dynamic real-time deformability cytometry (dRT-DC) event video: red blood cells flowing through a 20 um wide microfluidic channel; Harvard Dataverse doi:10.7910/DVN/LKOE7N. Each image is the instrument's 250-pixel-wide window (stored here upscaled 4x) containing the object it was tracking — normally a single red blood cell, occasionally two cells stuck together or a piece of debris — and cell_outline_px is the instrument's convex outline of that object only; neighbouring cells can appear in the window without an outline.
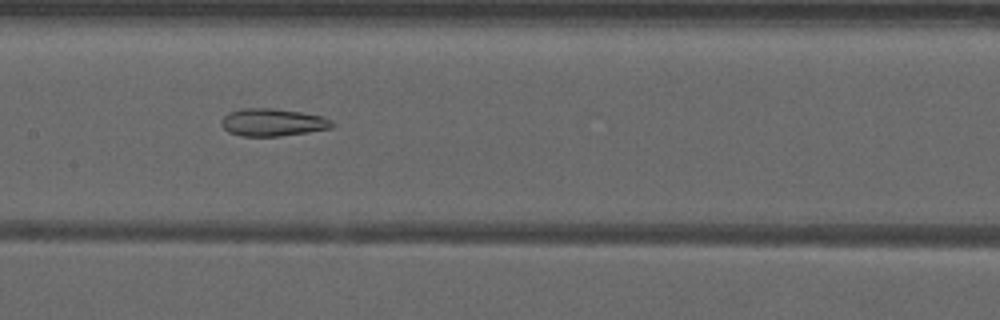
{"species": "common noctule bat (a hibernating species)", "species_latin": "Nyctalus noctula", "temperature_condition": "warm", "stored_images_in_passage": 49, "camera_frame_rate_fps": 3000, "um_per_image_px": 0.085, "animal": {"sex": "male", "forearm_length_mm": 52.5}, "frame": {"image": 1, "passage_image": 27, "time_ms": 8.667, "image_size_px": [1000, 320], "cell_outline_px": [[336, 124], [332, 128], [308, 132], [280, 136], [240, 136], [228, 132], [224, 128], [224, 116], [228, 112], [240, 108], [268, 108], [300, 112], [324, 116], [332, 120]], "centroid_in_image_um": [23.23, 10.4], "position_along_channel_um": 184.2, "area_um2": 17.74}}
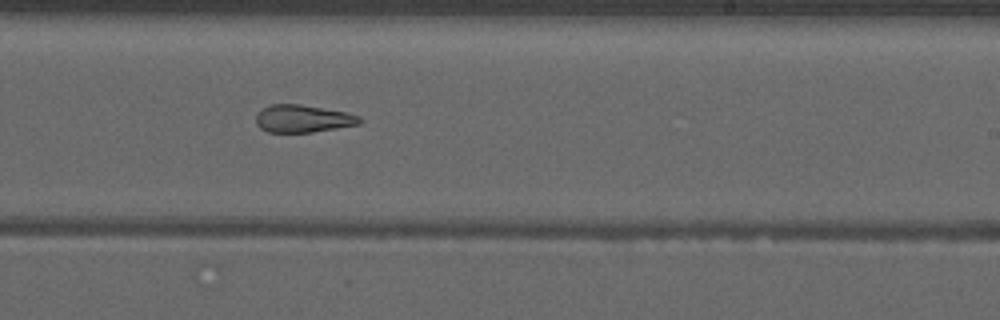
{"frame": {"image": 2, "passage_image": 33, "time_ms": 10.667, "image_size_px": [1000, 320], "cell_outline_px": [[364, 120], [360, 124], [312, 132], [268, 132], [260, 128], [256, 124], [256, 116], [264, 108], [272, 104], [300, 104], [344, 112], [360, 116]], "centroid_in_image_um": [25.76, 10.09], "position_along_channel_um": 263.2, "area_um2": 16.47}}
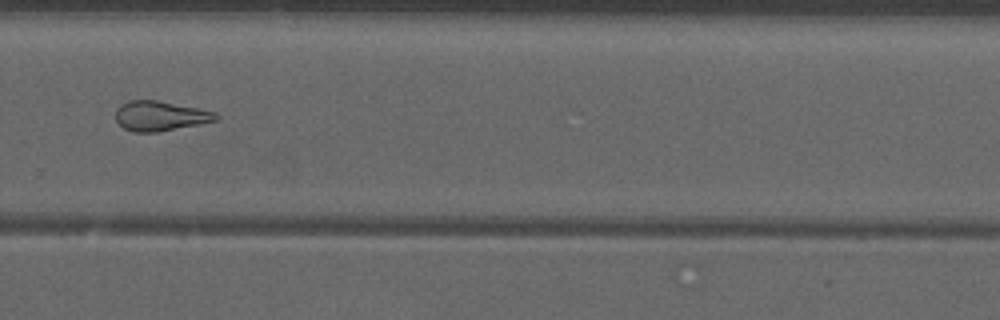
{"frame": {"image": 3, "passage_image": 37, "time_ms": 12.0, "image_size_px": [1000, 320], "cell_outline_px": [[220, 116], [216, 120], [156, 132], [132, 132], [124, 128], [116, 120], [116, 108], [120, 104], [128, 100], [156, 100], [216, 112]], "centroid_in_image_um": [13.56, 9.84], "position_along_channel_um": 316.2, "area_um2": 17.17}}